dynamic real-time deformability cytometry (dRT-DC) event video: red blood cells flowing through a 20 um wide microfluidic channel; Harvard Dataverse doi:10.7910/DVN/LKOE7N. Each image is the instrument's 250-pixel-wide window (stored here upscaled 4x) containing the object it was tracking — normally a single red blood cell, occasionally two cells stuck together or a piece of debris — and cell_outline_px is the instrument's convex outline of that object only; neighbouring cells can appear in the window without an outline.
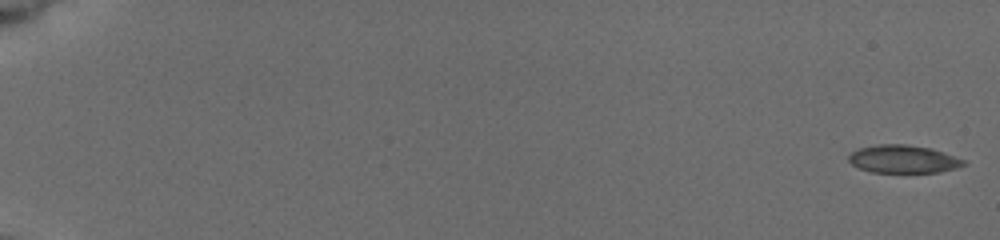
{"species": "common noctule bat (a hibernating species)", "species_latin": "Nyctalus noctula", "temperature_condition": "cold", "stored_images_in_passage": 16, "camera_frame_rate_fps": 3000, "um_per_image_px": 0.085, "animal": {"sex": "female", "body_mass_g": 19.5, "forearm_length_mm": 54.1}, "frame": {"image": 1, "passage_image": 1, "time_ms": 0.0, "image_size_px": [1000, 240], "cell_outline_px": [[968, 164], [956, 168], [940, 172], [872, 172], [860, 168], [852, 164], [848, 160], [848, 156], [852, 152], [860, 148], [876, 144], [904, 144], [932, 148], [964, 160]], "centroid_in_image_um": [76.78, 13.52], "position_along_channel_um": 8.2, "area_um2": 18.61}}
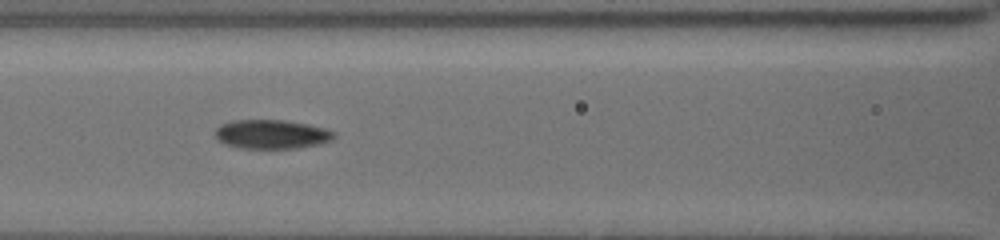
{"frame": {"image": 2, "passage_image": 12, "time_ms": 8.667, "image_size_px": [1000, 240], "cell_outline_px": [[336, 136], [332, 140], [320, 144], [300, 148], [240, 148], [228, 144], [220, 140], [216, 136], [216, 128], [220, 124], [232, 120], [284, 120], [308, 124], [328, 128], [336, 132]], "centroid_in_image_um": [23.16, 11.4], "position_along_channel_um": 143.4, "area_um2": 20.23}}
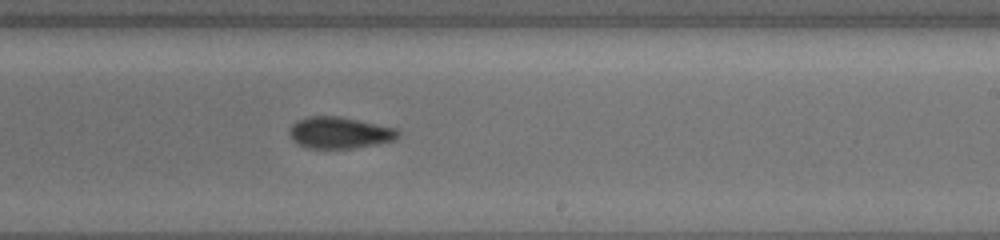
{"frame": {"image": 3, "passage_image": 16, "time_ms": 11.667, "image_size_px": [1000, 240], "cell_outline_px": [[400, 136], [396, 140], [376, 144], [352, 148], [308, 148], [292, 140], [288, 132], [292, 124], [296, 120], [308, 116], [340, 116], [396, 128], [400, 132]], "centroid_in_image_um": [28.86, 11.27], "position_along_channel_um": 260.1, "area_um2": 20.06}}